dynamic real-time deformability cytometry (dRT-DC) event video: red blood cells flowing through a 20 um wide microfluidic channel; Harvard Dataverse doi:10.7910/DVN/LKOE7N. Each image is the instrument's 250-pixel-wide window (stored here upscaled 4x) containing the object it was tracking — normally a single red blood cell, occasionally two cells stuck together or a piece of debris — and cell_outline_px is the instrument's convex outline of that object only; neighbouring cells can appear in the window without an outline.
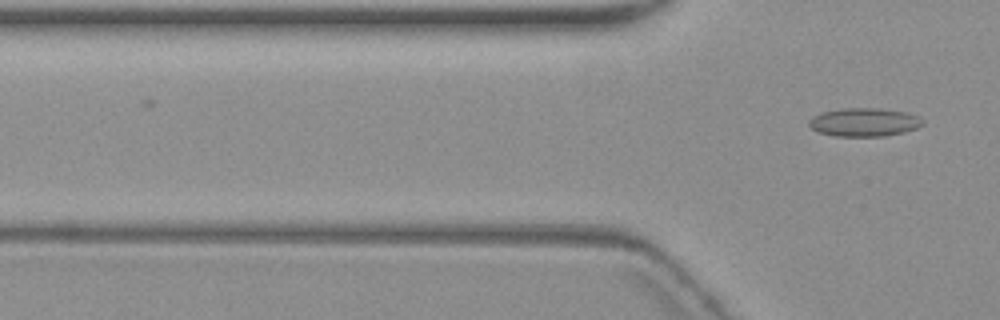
{"species": "common noctule bat (a hibernating species)", "species_latin": "Nyctalus noctula", "temperature_condition": "warm", "stored_images_in_passage": 3, "camera_frame_rate_fps": 3000, "um_per_image_px": 0.085, "animal": {"sex": "female", "body_mass_g": 19.3, "forearm_length_mm": 54.1}, "frame": {"image": 1, "passage_image": 3, "time_ms": 3.0, "image_size_px": [1000, 320], "cell_outline_px": [[924, 124], [916, 128], [904, 132], [884, 136], [836, 136], [816, 132], [808, 124], [808, 120], [812, 116], [820, 112], [840, 108], [880, 108], [908, 112], [916, 116]], "centroid_in_image_um": [73.4, 10.38], "position_along_channel_um": 52.4, "area_um2": 18.96}}